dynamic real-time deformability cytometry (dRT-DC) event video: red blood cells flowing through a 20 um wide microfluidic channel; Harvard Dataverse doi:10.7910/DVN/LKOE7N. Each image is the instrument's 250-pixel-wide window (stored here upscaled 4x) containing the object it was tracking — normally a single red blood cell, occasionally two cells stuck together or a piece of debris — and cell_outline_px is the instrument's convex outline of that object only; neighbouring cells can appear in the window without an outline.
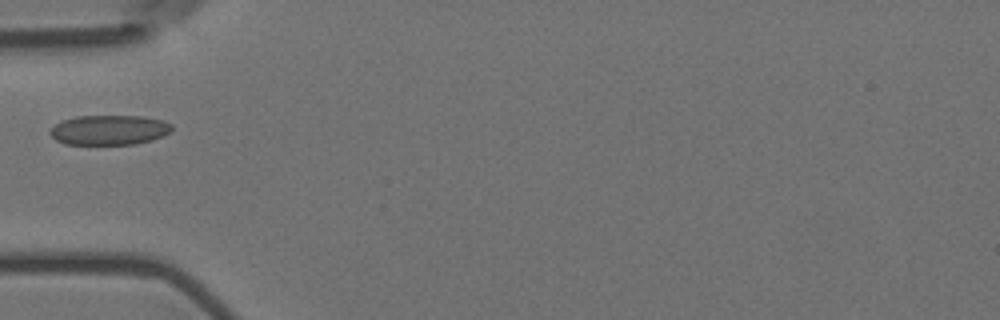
{"species": "Egyptian fruit bat (a non-hibernating species)", "species_latin": "Rousettus aegyptiacus", "temperature_condition": "room temperature", "stored_images_in_passage": 7, "camera_frame_rate_fps": 3000, "um_per_image_px": 0.085, "animal": {"sex": "female"}, "frame": {"image": 1, "passage_image": 4, "time_ms": 1.0, "image_size_px": [1000, 320], "cell_outline_px": [[172, 132], [164, 136], [152, 140], [136, 144], [64, 144], [56, 140], [48, 132], [56, 124], [64, 120], [76, 116], [140, 116], [164, 120], [172, 124]], "centroid_in_image_um": [9.33, 11.05], "position_along_channel_um": 75.7, "area_um2": 21.27}}
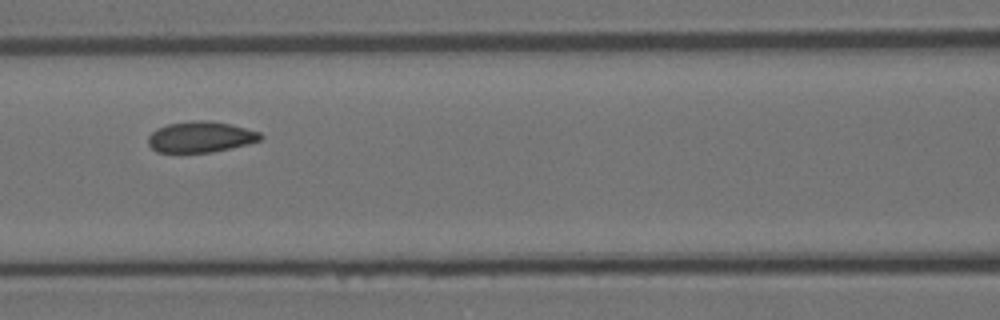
{"frame": {"image": 2, "passage_image": 6, "time_ms": 1.667, "image_size_px": [1000, 320], "cell_outline_px": [[264, 136], [260, 140], [248, 144], [212, 152], [156, 152], [148, 144], [148, 136], [156, 128], [168, 124], [192, 120], [208, 120], [228, 124], [260, 132]], "centroid_in_image_um": [17.03, 11.64], "position_along_channel_um": 149.6, "area_um2": 20.17}}
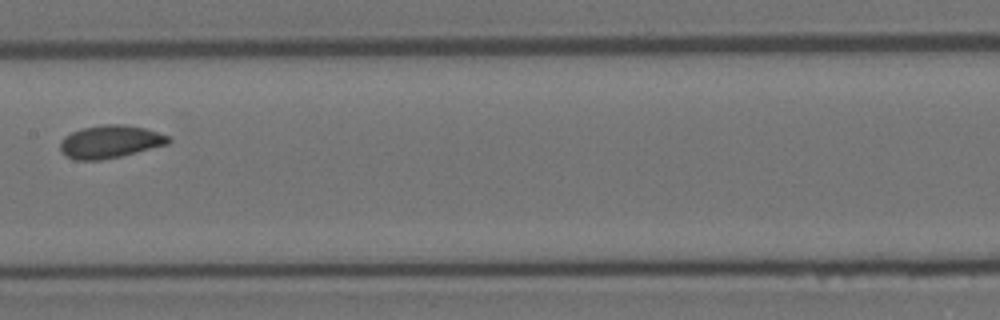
{"frame": {"image": 3, "passage_image": 7, "time_ms": 2.0, "image_size_px": [1000, 320], "cell_outline_px": [[172, 140], [168, 144], [120, 156], [100, 160], [76, 160], [64, 156], [60, 152], [60, 140], [64, 136], [72, 132], [84, 128], [104, 124], [120, 124], [144, 128], [168, 136]], "centroid_in_image_um": [9.31, 12.05], "position_along_channel_um": 198.1, "area_um2": 20.58}}